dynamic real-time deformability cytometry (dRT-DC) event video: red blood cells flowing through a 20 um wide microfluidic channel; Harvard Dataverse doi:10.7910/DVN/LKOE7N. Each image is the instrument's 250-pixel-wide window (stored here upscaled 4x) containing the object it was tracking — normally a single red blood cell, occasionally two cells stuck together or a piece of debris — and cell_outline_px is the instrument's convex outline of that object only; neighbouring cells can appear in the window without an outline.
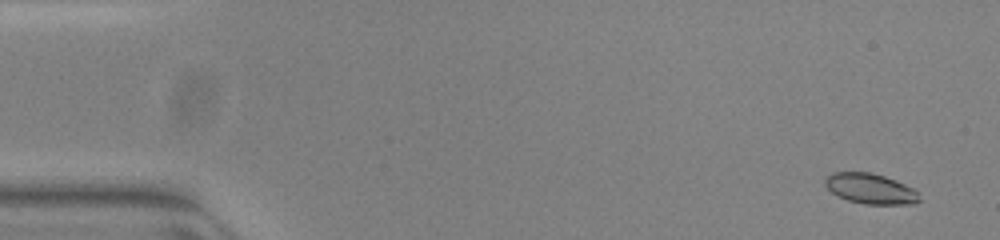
{"species": "common noctule bat (a hibernating species)", "species_latin": "Nyctalus noctula", "temperature_condition": "warm", "stored_images_in_passage": 52, "camera_frame_rate_fps": 3000, "um_per_image_px": 0.085, "animal": {"sex": "female", "body_mass_g": 23.0, "forearm_length_mm": 53.4}, "frame": {"image": 1, "passage_image": 2, "time_ms": 0.333, "image_size_px": [1000, 240], "cell_outline_px": [[920, 200], [916, 204], [864, 204], [848, 200], [832, 192], [824, 184], [824, 180], [832, 172], [868, 172], [884, 176], [896, 180], [912, 188], [916, 192]], "centroid_in_image_um": [73.98, 16.04], "position_along_channel_um": 11.0, "area_um2": 16.47}}
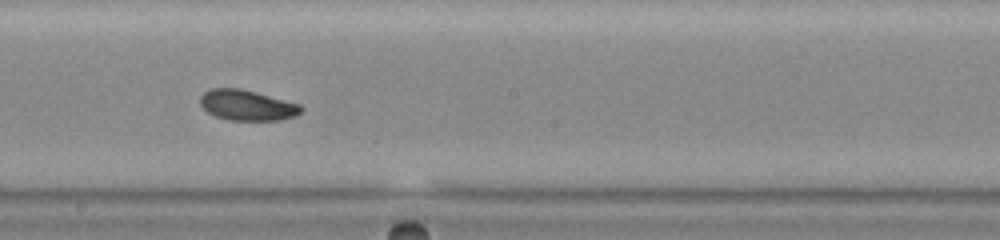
{"frame": {"image": 2, "passage_image": 29, "time_ms": 9.333, "image_size_px": [1000, 240], "cell_outline_px": [[304, 108], [296, 116], [280, 120], [228, 120], [216, 116], [208, 112], [200, 104], [200, 96], [204, 92], [212, 88], [240, 88], [256, 92], [300, 104]], "centroid_in_image_um": [21.01, 8.94], "position_along_channel_um": 227.2, "area_um2": 17.92}}
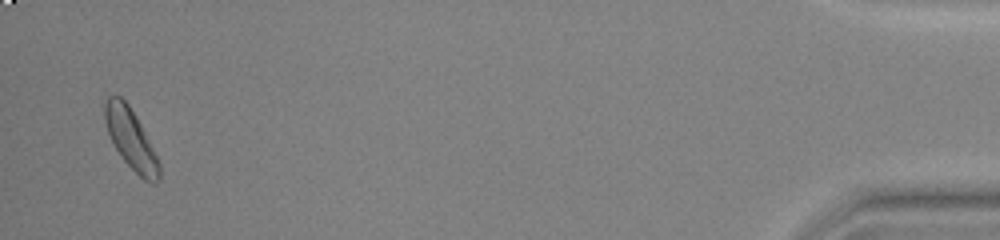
{"frame": {"image": 3, "passage_image": 51, "time_ms": 16.667, "image_size_px": [1000, 240], "cell_outline_px": [[160, 180], [156, 184], [152, 184], [144, 180], [124, 160], [116, 148], [108, 132], [104, 120], [104, 104], [108, 96], [120, 96], [128, 104], [136, 116], [160, 164]], "centroid_in_image_um": [11.13, 11.83], "position_along_channel_um": 424.1, "area_um2": 18.67}, "authors_computed_cell_mechanics": {"area_um2": 17.8891, "velocity_mm_per_s": 3.8861, "shape_relaxation_time_tau1_ms": 1.7644, "shape_relaxation_time_tau2_ms": 4.8145, "deformation_change_tau1": 0.1009, "deformation_change_tau2": 0.1056}}